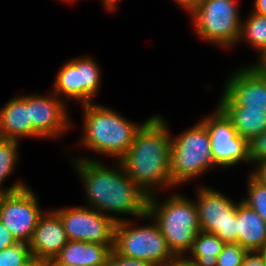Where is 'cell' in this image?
Returning a JSON list of instances; mask_svg holds the SVG:
<instances>
[{"label":"cell","mask_w":266,"mask_h":266,"mask_svg":"<svg viewBox=\"0 0 266 266\" xmlns=\"http://www.w3.org/2000/svg\"><path fill=\"white\" fill-rule=\"evenodd\" d=\"M68 157L84 187V206L116 222L128 219L124 218L125 215L139 220L147 214L149 196L129 178L119 161L107 166L94 156L76 157L68 154Z\"/></svg>","instance_id":"6da1fadb"},{"label":"cell","mask_w":266,"mask_h":266,"mask_svg":"<svg viewBox=\"0 0 266 266\" xmlns=\"http://www.w3.org/2000/svg\"><path fill=\"white\" fill-rule=\"evenodd\" d=\"M167 122L159 114L151 115L119 160L129 178L148 196L176 188L170 176L171 131Z\"/></svg>","instance_id":"7a4b0ae2"},{"label":"cell","mask_w":266,"mask_h":266,"mask_svg":"<svg viewBox=\"0 0 266 266\" xmlns=\"http://www.w3.org/2000/svg\"><path fill=\"white\" fill-rule=\"evenodd\" d=\"M83 106V107H82ZM82 131L80 147L119 161L133 143L136 132L143 123L130 121L116 109L97 102L81 104Z\"/></svg>","instance_id":"3957f363"},{"label":"cell","mask_w":266,"mask_h":266,"mask_svg":"<svg viewBox=\"0 0 266 266\" xmlns=\"http://www.w3.org/2000/svg\"><path fill=\"white\" fill-rule=\"evenodd\" d=\"M158 194L149 196L147 214L158 225L176 256H185L201 231L195 201L178 192H169L161 201Z\"/></svg>","instance_id":"277c9868"},{"label":"cell","mask_w":266,"mask_h":266,"mask_svg":"<svg viewBox=\"0 0 266 266\" xmlns=\"http://www.w3.org/2000/svg\"><path fill=\"white\" fill-rule=\"evenodd\" d=\"M217 167L209 132L201 120L175 136L171 134L170 176L175 187L187 185Z\"/></svg>","instance_id":"5b68a950"},{"label":"cell","mask_w":266,"mask_h":266,"mask_svg":"<svg viewBox=\"0 0 266 266\" xmlns=\"http://www.w3.org/2000/svg\"><path fill=\"white\" fill-rule=\"evenodd\" d=\"M237 1L201 0L189 16L197 37L224 50L237 46L242 23Z\"/></svg>","instance_id":"8992f818"},{"label":"cell","mask_w":266,"mask_h":266,"mask_svg":"<svg viewBox=\"0 0 266 266\" xmlns=\"http://www.w3.org/2000/svg\"><path fill=\"white\" fill-rule=\"evenodd\" d=\"M141 219L151 223L136 226L130 218L116 223L113 249L126 258L147 261L155 266L174 259L176 255L152 217L145 214Z\"/></svg>","instance_id":"52a82bcc"},{"label":"cell","mask_w":266,"mask_h":266,"mask_svg":"<svg viewBox=\"0 0 266 266\" xmlns=\"http://www.w3.org/2000/svg\"><path fill=\"white\" fill-rule=\"evenodd\" d=\"M102 77L101 65L96 58L78 56L61 65L54 78L52 92L65 102L68 99L76 102L75 105L77 102L93 103L101 89Z\"/></svg>","instance_id":"ba28073f"},{"label":"cell","mask_w":266,"mask_h":266,"mask_svg":"<svg viewBox=\"0 0 266 266\" xmlns=\"http://www.w3.org/2000/svg\"><path fill=\"white\" fill-rule=\"evenodd\" d=\"M199 186V187H198ZM195 186V204L200 229L219 236L225 243H237V201L205 185Z\"/></svg>","instance_id":"9c48e42d"},{"label":"cell","mask_w":266,"mask_h":266,"mask_svg":"<svg viewBox=\"0 0 266 266\" xmlns=\"http://www.w3.org/2000/svg\"><path fill=\"white\" fill-rule=\"evenodd\" d=\"M206 126L210 135L211 154L214 163L224 169L236 165L250 164L249 142L242 138L231 123V120L218 107L212 114L200 119Z\"/></svg>","instance_id":"30bf717a"},{"label":"cell","mask_w":266,"mask_h":266,"mask_svg":"<svg viewBox=\"0 0 266 266\" xmlns=\"http://www.w3.org/2000/svg\"><path fill=\"white\" fill-rule=\"evenodd\" d=\"M60 217L68 240L114 244L116 221L84 205L53 209Z\"/></svg>","instance_id":"8fae6325"},{"label":"cell","mask_w":266,"mask_h":266,"mask_svg":"<svg viewBox=\"0 0 266 266\" xmlns=\"http://www.w3.org/2000/svg\"><path fill=\"white\" fill-rule=\"evenodd\" d=\"M68 104L50 91L44 94H29V120L32 139L56 140L75 125L69 116Z\"/></svg>","instance_id":"7c38bea8"},{"label":"cell","mask_w":266,"mask_h":266,"mask_svg":"<svg viewBox=\"0 0 266 266\" xmlns=\"http://www.w3.org/2000/svg\"><path fill=\"white\" fill-rule=\"evenodd\" d=\"M29 186L5 194L0 204V221L17 242L29 243L40 217L44 214L36 192Z\"/></svg>","instance_id":"4fadbf2b"},{"label":"cell","mask_w":266,"mask_h":266,"mask_svg":"<svg viewBox=\"0 0 266 266\" xmlns=\"http://www.w3.org/2000/svg\"><path fill=\"white\" fill-rule=\"evenodd\" d=\"M230 72L222 92L236 105L266 108V76L258 74L249 64Z\"/></svg>","instance_id":"5bb4252c"},{"label":"cell","mask_w":266,"mask_h":266,"mask_svg":"<svg viewBox=\"0 0 266 266\" xmlns=\"http://www.w3.org/2000/svg\"><path fill=\"white\" fill-rule=\"evenodd\" d=\"M68 241L59 215L49 209L40 217L28 245L33 257L49 264Z\"/></svg>","instance_id":"9a60e30c"},{"label":"cell","mask_w":266,"mask_h":266,"mask_svg":"<svg viewBox=\"0 0 266 266\" xmlns=\"http://www.w3.org/2000/svg\"><path fill=\"white\" fill-rule=\"evenodd\" d=\"M113 248L114 244L69 240L48 266H107Z\"/></svg>","instance_id":"2e32d148"},{"label":"cell","mask_w":266,"mask_h":266,"mask_svg":"<svg viewBox=\"0 0 266 266\" xmlns=\"http://www.w3.org/2000/svg\"><path fill=\"white\" fill-rule=\"evenodd\" d=\"M0 138L18 141L32 138L29 94L14 96L0 109Z\"/></svg>","instance_id":"e0dca14e"},{"label":"cell","mask_w":266,"mask_h":266,"mask_svg":"<svg viewBox=\"0 0 266 266\" xmlns=\"http://www.w3.org/2000/svg\"><path fill=\"white\" fill-rule=\"evenodd\" d=\"M217 106L231 120L237 133L248 142L266 131V108L236 106L222 91Z\"/></svg>","instance_id":"ac0fdd59"},{"label":"cell","mask_w":266,"mask_h":266,"mask_svg":"<svg viewBox=\"0 0 266 266\" xmlns=\"http://www.w3.org/2000/svg\"><path fill=\"white\" fill-rule=\"evenodd\" d=\"M238 241L247 251L266 249V222L241 198L237 203Z\"/></svg>","instance_id":"d6986e66"},{"label":"cell","mask_w":266,"mask_h":266,"mask_svg":"<svg viewBox=\"0 0 266 266\" xmlns=\"http://www.w3.org/2000/svg\"><path fill=\"white\" fill-rule=\"evenodd\" d=\"M224 245L225 242L219 236L200 231L185 257L194 266H216L217 256L222 252Z\"/></svg>","instance_id":"ffe728a7"},{"label":"cell","mask_w":266,"mask_h":266,"mask_svg":"<svg viewBox=\"0 0 266 266\" xmlns=\"http://www.w3.org/2000/svg\"><path fill=\"white\" fill-rule=\"evenodd\" d=\"M20 142L18 140L0 138V191L6 194L28 187V184L21 179L15 180L12 186H3L6 178H9L15 172L20 161Z\"/></svg>","instance_id":"44dd1931"},{"label":"cell","mask_w":266,"mask_h":266,"mask_svg":"<svg viewBox=\"0 0 266 266\" xmlns=\"http://www.w3.org/2000/svg\"><path fill=\"white\" fill-rule=\"evenodd\" d=\"M241 41L260 54L266 48V17L250 11L248 17L242 19L238 43Z\"/></svg>","instance_id":"7402d4cb"},{"label":"cell","mask_w":266,"mask_h":266,"mask_svg":"<svg viewBox=\"0 0 266 266\" xmlns=\"http://www.w3.org/2000/svg\"><path fill=\"white\" fill-rule=\"evenodd\" d=\"M247 176L245 182L247 193L241 200L266 222V185L256 180L250 173Z\"/></svg>","instance_id":"603a6c76"},{"label":"cell","mask_w":266,"mask_h":266,"mask_svg":"<svg viewBox=\"0 0 266 266\" xmlns=\"http://www.w3.org/2000/svg\"><path fill=\"white\" fill-rule=\"evenodd\" d=\"M32 257L28 243L17 242L0 251V266H21Z\"/></svg>","instance_id":"cb8c5ba5"},{"label":"cell","mask_w":266,"mask_h":266,"mask_svg":"<svg viewBox=\"0 0 266 266\" xmlns=\"http://www.w3.org/2000/svg\"><path fill=\"white\" fill-rule=\"evenodd\" d=\"M247 250L237 243H225L216 266H241Z\"/></svg>","instance_id":"d4e9b609"},{"label":"cell","mask_w":266,"mask_h":266,"mask_svg":"<svg viewBox=\"0 0 266 266\" xmlns=\"http://www.w3.org/2000/svg\"><path fill=\"white\" fill-rule=\"evenodd\" d=\"M249 157L251 165L254 162L266 160V131L249 141Z\"/></svg>","instance_id":"484cf974"},{"label":"cell","mask_w":266,"mask_h":266,"mask_svg":"<svg viewBox=\"0 0 266 266\" xmlns=\"http://www.w3.org/2000/svg\"><path fill=\"white\" fill-rule=\"evenodd\" d=\"M107 266H155V265L143 260L126 258L118 254L114 249H112L107 259Z\"/></svg>","instance_id":"4316f807"},{"label":"cell","mask_w":266,"mask_h":266,"mask_svg":"<svg viewBox=\"0 0 266 266\" xmlns=\"http://www.w3.org/2000/svg\"><path fill=\"white\" fill-rule=\"evenodd\" d=\"M241 266H266L262 251H247Z\"/></svg>","instance_id":"83f0119b"},{"label":"cell","mask_w":266,"mask_h":266,"mask_svg":"<svg viewBox=\"0 0 266 266\" xmlns=\"http://www.w3.org/2000/svg\"><path fill=\"white\" fill-rule=\"evenodd\" d=\"M17 241L12 236L11 232L0 221V251L15 245Z\"/></svg>","instance_id":"f1b7e54d"},{"label":"cell","mask_w":266,"mask_h":266,"mask_svg":"<svg viewBox=\"0 0 266 266\" xmlns=\"http://www.w3.org/2000/svg\"><path fill=\"white\" fill-rule=\"evenodd\" d=\"M254 168L251 170V175L261 182L262 184L266 185V160H262L259 162L253 163Z\"/></svg>","instance_id":"f546056e"},{"label":"cell","mask_w":266,"mask_h":266,"mask_svg":"<svg viewBox=\"0 0 266 266\" xmlns=\"http://www.w3.org/2000/svg\"><path fill=\"white\" fill-rule=\"evenodd\" d=\"M258 59V60H257ZM258 74L266 76V48L258 54L256 62L249 64Z\"/></svg>","instance_id":"4dcf8cb0"},{"label":"cell","mask_w":266,"mask_h":266,"mask_svg":"<svg viewBox=\"0 0 266 266\" xmlns=\"http://www.w3.org/2000/svg\"><path fill=\"white\" fill-rule=\"evenodd\" d=\"M180 8L187 11L190 15L197 7L201 0H173Z\"/></svg>","instance_id":"1f68e13d"},{"label":"cell","mask_w":266,"mask_h":266,"mask_svg":"<svg viewBox=\"0 0 266 266\" xmlns=\"http://www.w3.org/2000/svg\"><path fill=\"white\" fill-rule=\"evenodd\" d=\"M159 266H194V265L185 256H176L174 259L167 261Z\"/></svg>","instance_id":"d6a6232c"},{"label":"cell","mask_w":266,"mask_h":266,"mask_svg":"<svg viewBox=\"0 0 266 266\" xmlns=\"http://www.w3.org/2000/svg\"><path fill=\"white\" fill-rule=\"evenodd\" d=\"M253 9L251 10L259 15L266 17V0H253Z\"/></svg>","instance_id":"836d02e7"},{"label":"cell","mask_w":266,"mask_h":266,"mask_svg":"<svg viewBox=\"0 0 266 266\" xmlns=\"http://www.w3.org/2000/svg\"><path fill=\"white\" fill-rule=\"evenodd\" d=\"M122 0H101V5L103 6L104 10H106L107 12H116L117 11V7L120 4Z\"/></svg>","instance_id":"e575fe53"},{"label":"cell","mask_w":266,"mask_h":266,"mask_svg":"<svg viewBox=\"0 0 266 266\" xmlns=\"http://www.w3.org/2000/svg\"><path fill=\"white\" fill-rule=\"evenodd\" d=\"M21 266H48V264L44 260L32 256L25 264Z\"/></svg>","instance_id":"d590c367"},{"label":"cell","mask_w":266,"mask_h":266,"mask_svg":"<svg viewBox=\"0 0 266 266\" xmlns=\"http://www.w3.org/2000/svg\"><path fill=\"white\" fill-rule=\"evenodd\" d=\"M59 1V0H58ZM62 2L64 1V3H70V4H72V3H74L75 1L77 2V1H79V0H61Z\"/></svg>","instance_id":"8d00e7d4"},{"label":"cell","mask_w":266,"mask_h":266,"mask_svg":"<svg viewBox=\"0 0 266 266\" xmlns=\"http://www.w3.org/2000/svg\"><path fill=\"white\" fill-rule=\"evenodd\" d=\"M5 194L6 193H3V192L0 191V204H1V201H2V199H3V197H4Z\"/></svg>","instance_id":"74e56055"},{"label":"cell","mask_w":266,"mask_h":266,"mask_svg":"<svg viewBox=\"0 0 266 266\" xmlns=\"http://www.w3.org/2000/svg\"><path fill=\"white\" fill-rule=\"evenodd\" d=\"M262 252L264 253V258H265V261H266V249H264Z\"/></svg>","instance_id":"f35d334b"}]
</instances>
